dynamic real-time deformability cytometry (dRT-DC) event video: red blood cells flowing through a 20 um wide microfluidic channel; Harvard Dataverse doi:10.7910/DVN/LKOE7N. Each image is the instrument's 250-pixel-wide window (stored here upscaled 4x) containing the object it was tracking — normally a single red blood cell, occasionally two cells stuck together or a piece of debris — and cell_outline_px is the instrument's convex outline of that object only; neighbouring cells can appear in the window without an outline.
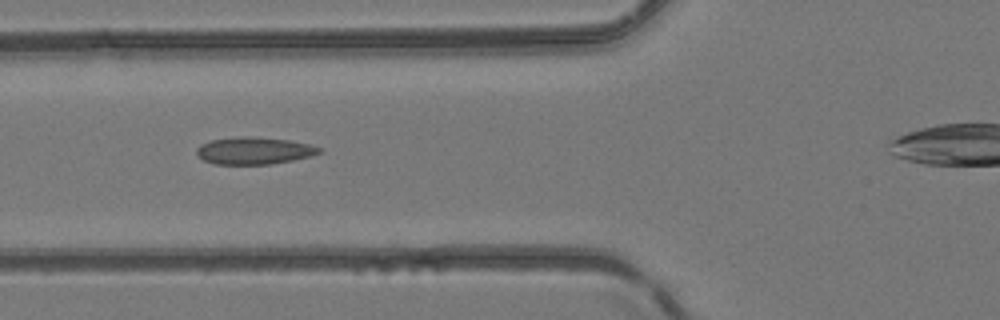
{"species": "common noctule bat (a hibernating species)", "species_latin": "Nyctalus noctula", "temperature_condition": "room temperature", "stored_images_in_passage": 3, "camera_frame_rate_fps": 3000, "um_per_image_px": 0.085, "animal": {"sex": "female", "body_mass_g": 24.6, "forearm_length_mm": 56.2}, "frame": {"image": 1, "passage_image": 3, "time_ms": 3.333, "image_size_px": [1000, 320], "cell_outline_px": [[324, 152], [312, 156], [272, 164], [212, 164], [196, 156], [196, 148], [200, 144], [212, 140], [244, 136], [256, 136], [288, 140], [308, 144], [324, 148]], "centroid_in_image_um": [21.62, 12.81], "position_along_channel_um": 104.2, "area_um2": 19.65}}